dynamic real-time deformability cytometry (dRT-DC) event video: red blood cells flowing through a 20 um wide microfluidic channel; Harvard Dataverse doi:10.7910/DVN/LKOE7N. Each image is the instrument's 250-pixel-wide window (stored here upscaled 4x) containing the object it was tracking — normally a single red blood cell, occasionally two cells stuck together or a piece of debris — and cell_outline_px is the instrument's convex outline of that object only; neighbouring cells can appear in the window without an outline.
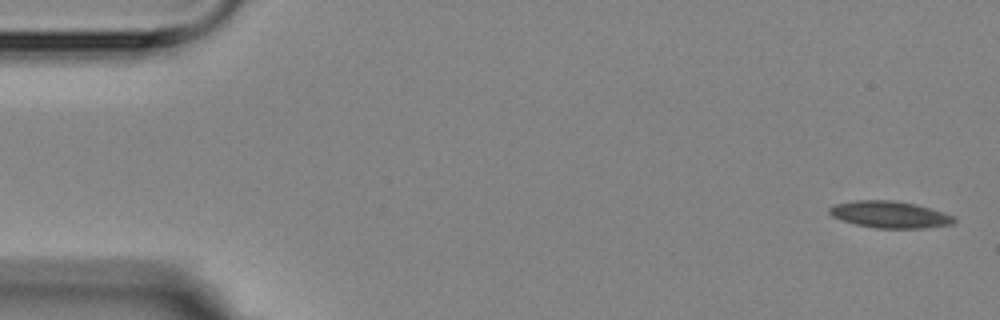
{"species": "Egyptian fruit bat (a non-hibernating species)", "species_latin": "Rousettus aegyptiacus", "temperature_condition": "room temperature", "stored_images_in_passage": 16, "segment_of_instrument_passage": [1, 2], "camera_frame_rate_fps": 3000, "um_per_image_px": 0.085, "animal": {"sex": "female"}, "frame": {"image": 1, "passage_image": 1, "time_ms": 0.0, "image_size_px": [1000, 320], "cell_outline_px": [[956, 220], [952, 224], [924, 228], [876, 228], [856, 224], [840, 220], [832, 216], [828, 212], [828, 208], [832, 204], [856, 200], [892, 200], [916, 204], [956, 216]], "centroid_in_image_um": [75.61, 18.23], "position_along_channel_um": 9.4, "area_um2": 19.59}}
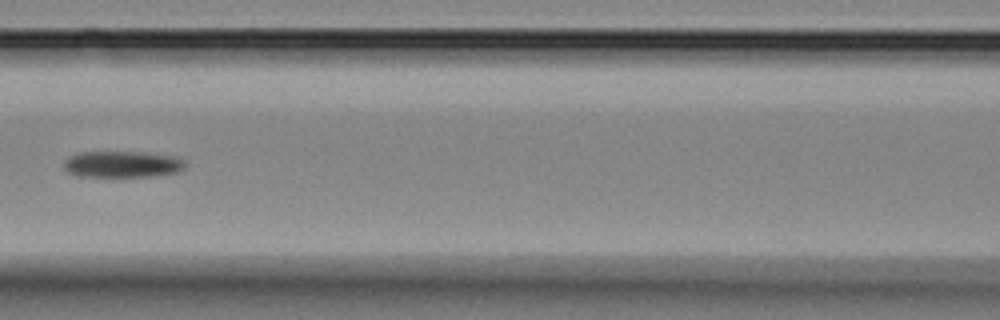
{"frame": {"image": 2, "passage_image": 7, "time_ms": 7.667, "image_size_px": [1000, 320], "cell_outline_px": [[184, 168], [176, 172], [148, 176], [80, 176], [68, 172], [64, 168], [64, 160], [68, 156], [76, 152], [148, 152], [176, 156], [184, 160]], "centroid_in_image_um": [10.37, 13.94], "position_along_channel_um": 156.2, "area_um2": 18.67}}
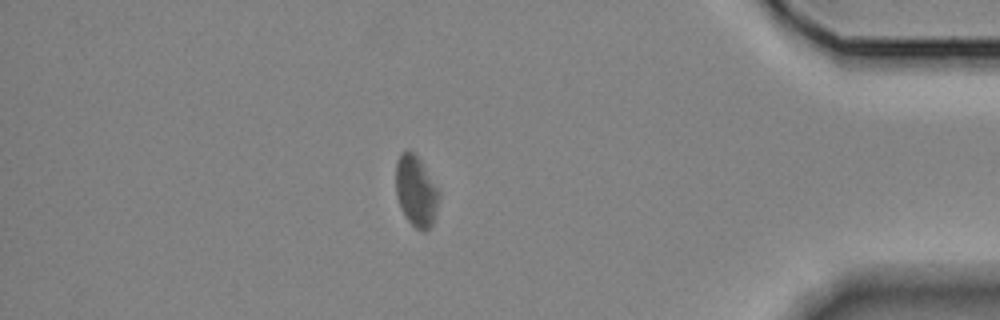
{"frame": {"image": 3, "passage_image": 14, "time_ms": 15.667, "image_size_px": [1000, 320], "cell_outline_px": [[440, 196], [436, 212], [432, 224], [424, 232], [416, 228], [408, 220], [396, 196], [396, 160], [400, 152], [412, 152], [420, 160], [440, 188]], "centroid_in_image_um": [35.39, 16.23], "position_along_channel_um": 399.8, "area_um2": 17.8}}